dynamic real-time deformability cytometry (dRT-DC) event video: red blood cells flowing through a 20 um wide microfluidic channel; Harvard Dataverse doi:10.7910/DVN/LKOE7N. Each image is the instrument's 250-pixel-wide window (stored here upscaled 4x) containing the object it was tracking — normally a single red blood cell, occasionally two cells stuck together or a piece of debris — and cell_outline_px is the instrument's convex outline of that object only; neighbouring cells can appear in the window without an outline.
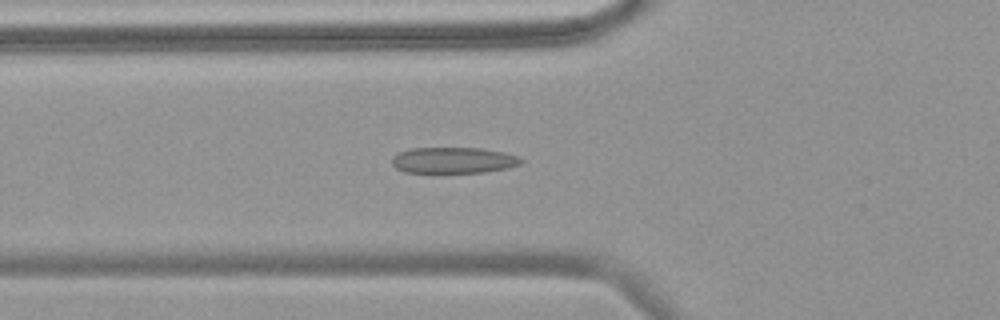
{"species": "common noctule bat (a hibernating species)", "species_latin": "Nyctalus noctula", "temperature_condition": "warm", "stored_images_in_passage": 58, "camera_frame_rate_fps": 3000, "um_per_image_px": 0.085, "animal": {"sex": "female", "body_mass_g": 18.4}, "frame": {"image": 1, "passage_image": 22, "time_ms": 7.0, "image_size_px": [1000, 320], "cell_outline_px": [[524, 160], [520, 164], [508, 168], [484, 172], [404, 172], [396, 168], [392, 164], [392, 156], [400, 152], [412, 148], [480, 148], [504, 152], [516, 156]], "centroid_in_image_um": [38.54, 13.62], "position_along_channel_um": 87.3, "area_um2": 19.48}}
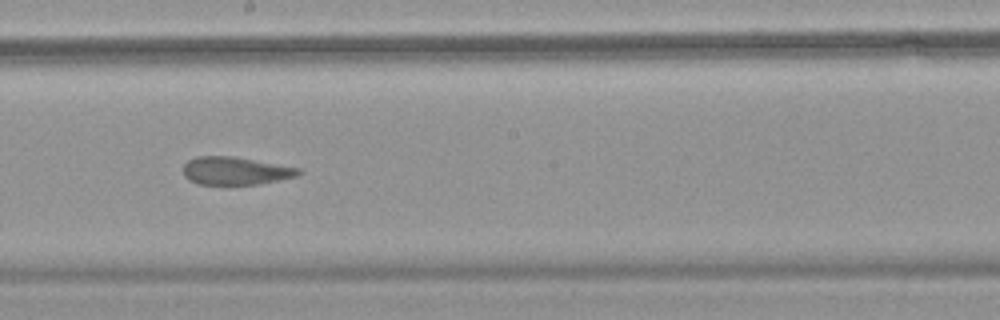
{"frame": {"image": 2, "passage_image": 34, "time_ms": 11.0, "image_size_px": [1000, 320], "cell_outline_px": [[300, 172], [296, 176], [256, 184], [200, 184], [184, 176], [184, 164], [188, 160], [196, 156], [232, 156], [300, 168]], "centroid_in_image_um": [19.98, 14.51], "position_along_channel_um": 228.2, "area_um2": 18.32}}
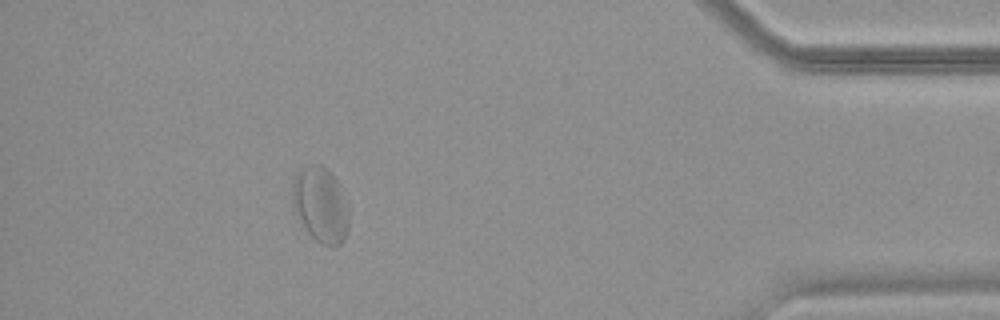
{"frame": {"image": 3, "passage_image": 53, "time_ms": 17.333, "image_size_px": [1000, 320], "cell_outline_px": [[348, 228], [344, 240], [340, 244], [320, 244], [308, 232], [292, 208], [292, 180], [296, 172], [312, 164], [320, 164], [340, 184], [348, 208]], "centroid_in_image_um": [27.23, 17.39], "position_along_channel_um": 408.0, "area_um2": 24.62}, "authors_computed_cell_mechanics": {"area_um2": 21.5016, "velocity_mm_per_s": 3.5202, "shape_relaxation_time_tau1_ms": 9.4089, "shape_relaxation_time_tau2_ms": 1.3511, "deformation_change_tau1": 0.1765, "deformation_change_tau2": 0.0834}}